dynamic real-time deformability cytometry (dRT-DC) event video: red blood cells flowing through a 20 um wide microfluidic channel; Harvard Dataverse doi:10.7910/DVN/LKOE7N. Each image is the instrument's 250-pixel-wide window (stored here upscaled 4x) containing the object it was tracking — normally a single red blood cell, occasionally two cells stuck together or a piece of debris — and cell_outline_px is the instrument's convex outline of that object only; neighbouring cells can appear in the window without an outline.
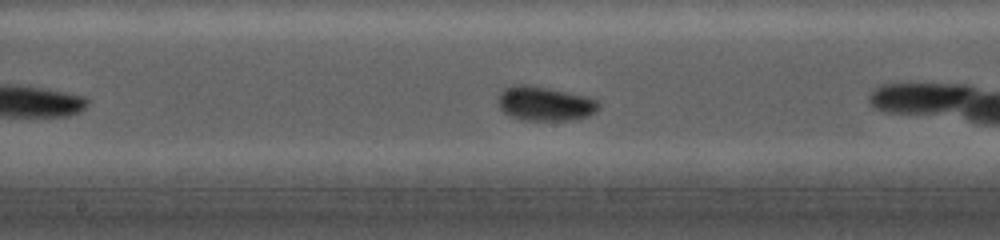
{"species": "common noctule bat (a hibernating species)", "species_latin": "Nyctalus noctula", "temperature_condition": "cold", "stored_images_in_passage": 14, "camera_frame_rate_fps": 5000, "um_per_image_px": 0.085, "animal": {"sex": "female", "body_mass_g": 19.0, "forearm_length_mm": 56.7}, "frame": {"image": 1, "passage_image": 12, "time_ms": 3.6, "image_size_px": [1000, 240], "cell_outline_px": [[600, 108], [596, 112], [588, 116], [568, 120], [524, 120], [512, 116], [504, 112], [500, 108], [500, 92], [504, 88], [512, 84], [528, 84], [588, 96], [596, 100], [600, 104]], "centroid_in_image_um": [46.34, 8.79], "position_along_channel_um": 201.9, "area_um2": 20.06}}